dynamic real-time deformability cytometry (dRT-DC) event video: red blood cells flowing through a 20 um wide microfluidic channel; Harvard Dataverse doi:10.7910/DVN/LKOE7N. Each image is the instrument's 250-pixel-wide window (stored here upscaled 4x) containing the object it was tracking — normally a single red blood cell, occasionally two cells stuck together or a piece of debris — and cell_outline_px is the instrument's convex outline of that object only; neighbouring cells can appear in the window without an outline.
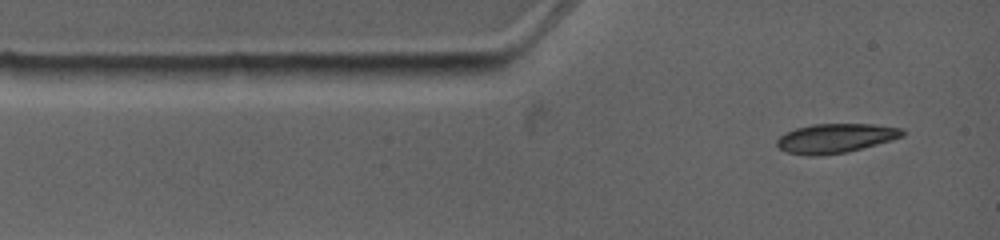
{"species": "common noctule bat (a hibernating species)", "species_latin": "Nyctalus noctula", "temperature_condition": "warm", "stored_images_in_passage": 3, "camera_frame_rate_fps": 4500, "um_per_image_px": 0.085, "animal": {"sex": "female", "body_mass_g": 19.0, "forearm_length_mm": 53.3}, "frame": {"image": 1, "passage_image": 1, "time_ms": 0.0, "image_size_px": [1000, 240], "cell_outline_px": [[904, 136], [892, 140], [844, 152], [816, 156], [808, 156], [788, 152], [780, 148], [776, 144], [776, 140], [780, 136], [796, 128], [812, 124], [872, 124], [904, 128]], "centroid_in_image_um": [71.03, 11.74], "position_along_channel_um": 14.0, "area_um2": 21.21}}
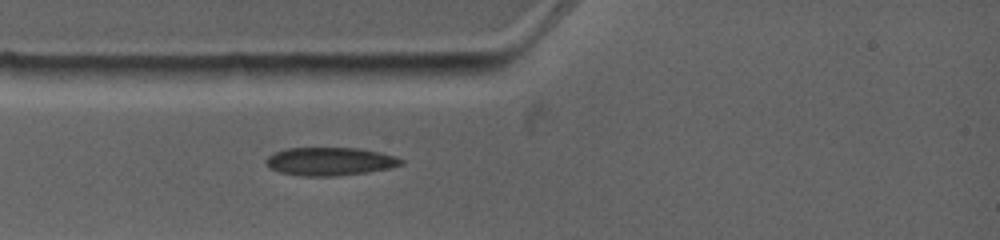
{"frame": {"image": 2, "passage_image": 3, "time_ms": 1.778, "image_size_px": [1000, 240], "cell_outline_px": [[404, 164], [388, 168], [368, 172], [336, 176], [300, 176], [280, 172], [268, 168], [264, 160], [268, 156], [276, 152], [288, 148], [360, 148], [380, 152], [396, 156], [404, 160]], "centroid_in_image_um": [28.05, 13.72], "position_along_channel_um": 57.0, "area_um2": 22.31}}